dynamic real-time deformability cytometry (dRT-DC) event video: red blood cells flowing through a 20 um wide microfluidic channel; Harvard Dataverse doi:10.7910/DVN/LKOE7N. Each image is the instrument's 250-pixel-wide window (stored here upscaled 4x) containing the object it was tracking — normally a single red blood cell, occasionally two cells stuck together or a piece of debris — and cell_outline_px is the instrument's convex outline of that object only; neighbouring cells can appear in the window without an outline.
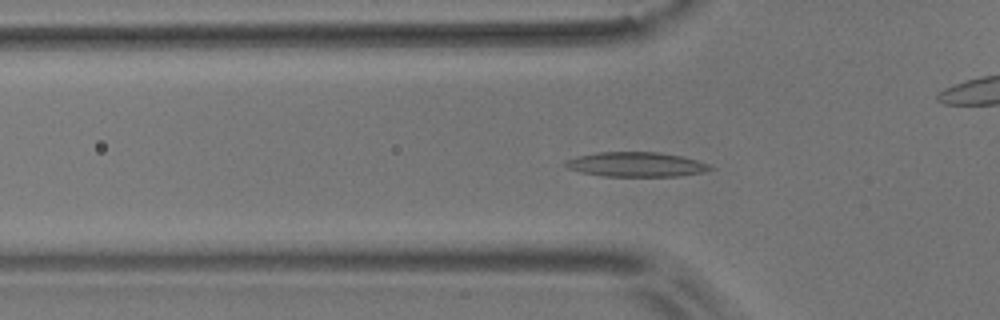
{"species": "common noctule bat (a hibernating species)", "species_latin": "Nyctalus noctula", "temperature_condition": "room temperature", "stored_images_in_passage": 56, "camera_frame_rate_fps": 3000, "um_per_image_px": 0.085, "animal": {"sex": "male", "body_mass_g": 17.9}, "frame": {"image": 1, "passage_image": 17, "time_ms": 5.333, "image_size_px": [1000, 320], "cell_outline_px": [[716, 168], [704, 172], [680, 176], [600, 176], [580, 172], [568, 168], [564, 164], [564, 160], [576, 156], [596, 152], [660, 152], [680, 156], [696, 160], [708, 164]], "centroid_in_image_um": [54.04, 13.98], "position_along_channel_um": 71.8, "area_um2": 20.92}}
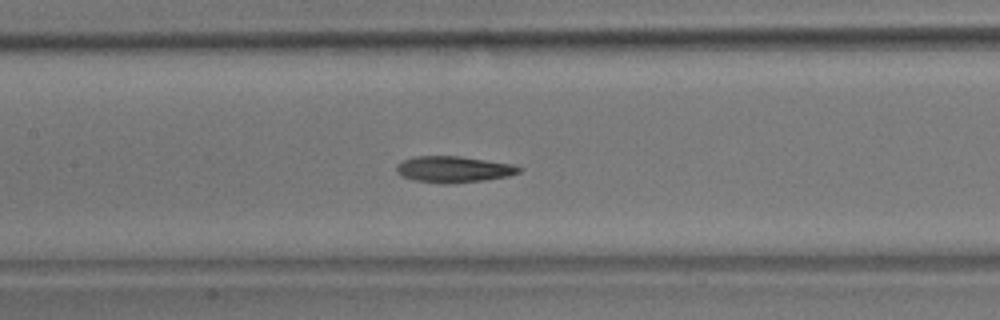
{"frame": {"image": 2, "passage_image": 25, "time_ms": 8.0, "image_size_px": [1000, 320], "cell_outline_px": [[524, 168], [520, 172], [508, 176], [484, 180], [448, 184], [444, 184], [412, 180], [396, 172], [396, 164], [412, 156], [460, 156], [512, 164]], "centroid_in_image_um": [38.55, 14.39], "position_along_channel_um": 168.9, "area_um2": 18.84}}
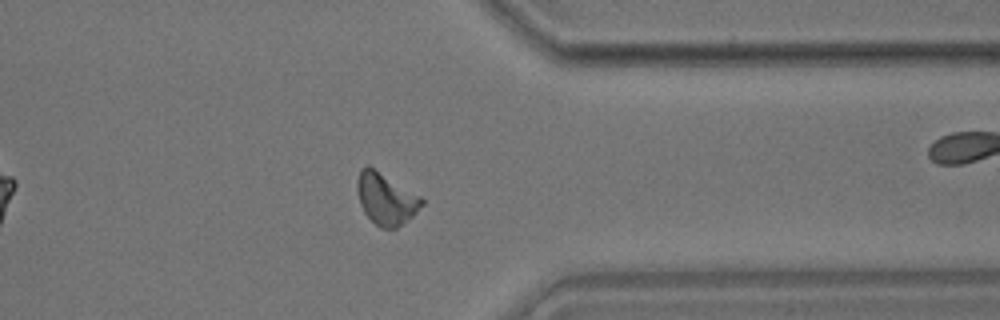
{"frame": {"image": 3, "passage_image": 43, "time_ms": 14.0, "image_size_px": [1000, 320], "cell_outline_px": [[424, 204], [412, 216], [396, 228], [380, 228], [364, 212], [360, 204], [356, 188], [356, 180], [360, 168], [368, 164], [420, 196], [424, 200]], "centroid_in_image_um": [32.77, 16.87], "position_along_channel_um": 378.6, "area_um2": 19.36}, "authors_computed_cell_mechanics": {"area_um2": 18.5827, "velocity_mm_per_s": 3.6133, "shape_relaxation_time_tau1_ms": 7.3979, "shape_relaxation_time_tau2_ms": 4.663, "deformation_change_tau1": 0.1789, "deformation_change_tau2": 0.1192}}